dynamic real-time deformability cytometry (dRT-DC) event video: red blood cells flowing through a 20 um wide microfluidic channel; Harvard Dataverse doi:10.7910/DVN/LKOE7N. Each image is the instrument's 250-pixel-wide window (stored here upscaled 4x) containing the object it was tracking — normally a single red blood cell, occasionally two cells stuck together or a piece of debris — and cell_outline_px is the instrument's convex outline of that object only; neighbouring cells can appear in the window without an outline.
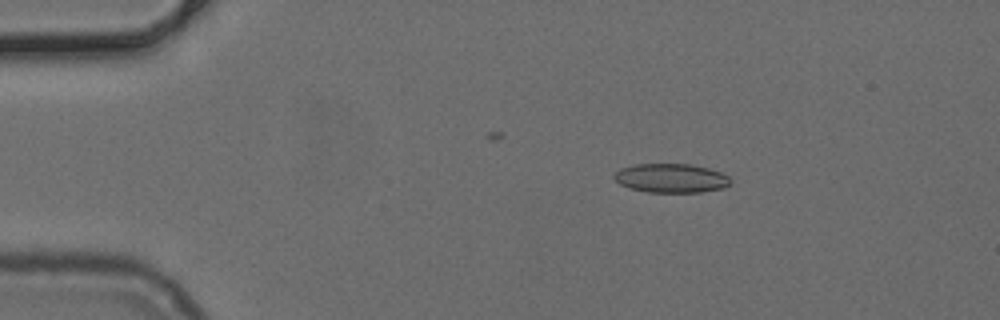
{"species": "common noctule bat (a hibernating species)", "species_latin": "Nyctalus noctula", "temperature_condition": "cold", "stored_images_in_passage": 49, "camera_frame_rate_fps": 3000, "um_per_image_px": 0.085, "animal": {"sex": "female", "body_mass_g": 24.6, "forearm_length_mm": 56.2}, "frame": {"image": 1, "passage_image": 8, "time_ms": 2.333, "image_size_px": [1000, 320], "cell_outline_px": [[732, 184], [724, 188], [700, 192], [648, 192], [632, 188], [620, 184], [612, 176], [620, 168], [636, 164], [688, 164], [708, 168], [720, 172], [728, 176], [732, 180]], "centroid_in_image_um": [57.07, 15.14], "position_along_channel_um": 27.9, "area_um2": 19.65}}
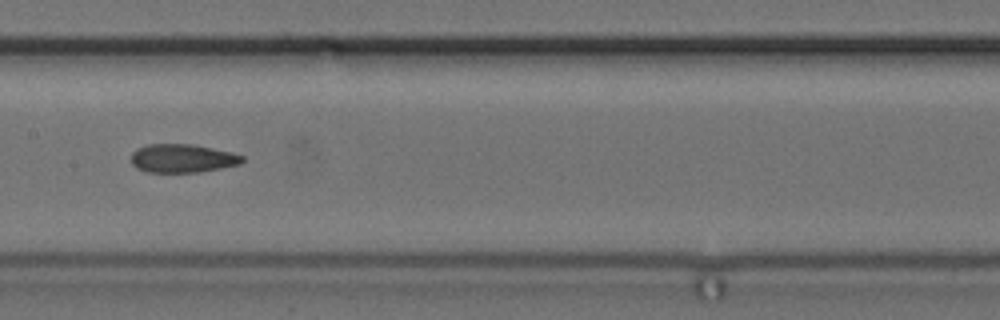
{"frame": {"image": 2, "passage_image": 25, "time_ms": 8.0, "image_size_px": [1000, 320], "cell_outline_px": [[244, 160], [240, 164], [200, 172], [144, 172], [136, 168], [132, 164], [132, 152], [136, 148], [148, 144], [192, 144], [232, 152], [244, 156]], "centroid_in_image_um": [15.49, 13.46], "position_along_channel_um": 191.9, "area_um2": 18.55}}
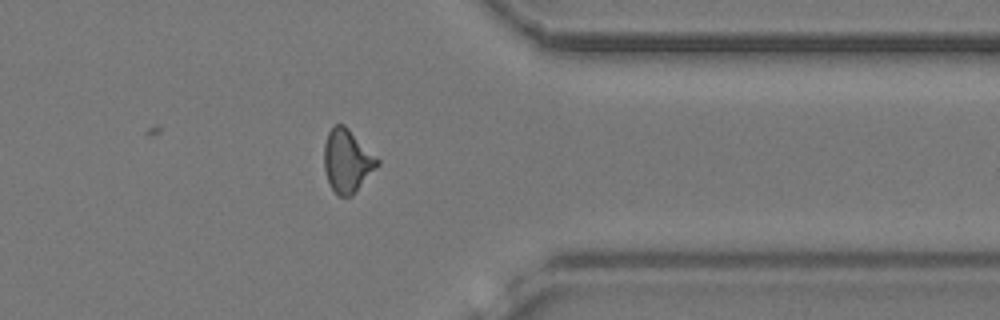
{"frame": {"image": 3, "passage_image": 40, "time_ms": 13.0, "image_size_px": [1000, 320], "cell_outline_px": [[380, 164], [352, 196], [340, 196], [332, 188], [328, 180], [324, 168], [324, 144], [328, 132], [332, 124], [344, 124], [380, 160]], "centroid_in_image_um": [29.51, 13.65], "position_along_channel_um": 381.9, "area_um2": 19.48}}